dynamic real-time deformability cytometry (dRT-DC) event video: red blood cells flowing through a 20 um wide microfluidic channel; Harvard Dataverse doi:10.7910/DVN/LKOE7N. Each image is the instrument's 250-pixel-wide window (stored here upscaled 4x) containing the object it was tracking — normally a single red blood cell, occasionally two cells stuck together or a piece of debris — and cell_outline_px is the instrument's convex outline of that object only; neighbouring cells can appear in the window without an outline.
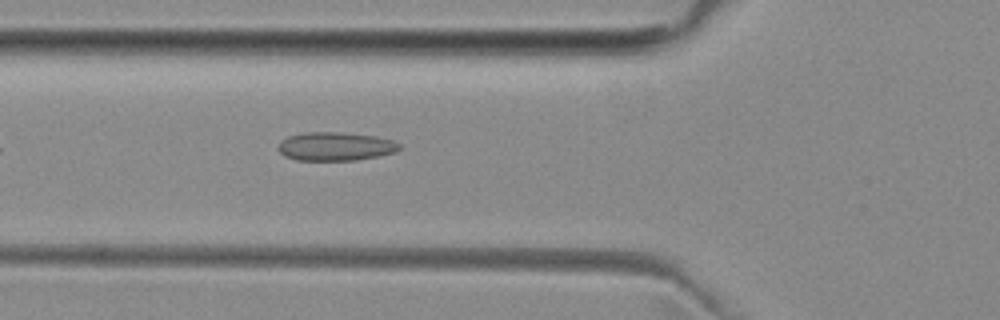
{"species": "common noctule bat (a hibernating species)", "species_latin": "Nyctalus noctula", "temperature_condition": "room temperature", "stored_images_in_passage": 4, "camera_frame_rate_fps": 3000, "um_per_image_px": 0.085, "animal": {"sex": "female", "body_mass_g": 29.2, "forearm_length_mm": 56.3}, "frame": {"image": 1, "passage_image": 4, "time_ms": 3.333, "image_size_px": [1000, 320], "cell_outline_px": [[400, 148], [396, 152], [356, 160], [296, 160], [284, 156], [276, 148], [280, 140], [288, 136], [304, 132], [340, 132], [376, 136], [392, 140], [400, 144]], "centroid_in_image_um": [28.47, 12.44], "position_along_channel_um": 97.3, "area_um2": 20.29}}